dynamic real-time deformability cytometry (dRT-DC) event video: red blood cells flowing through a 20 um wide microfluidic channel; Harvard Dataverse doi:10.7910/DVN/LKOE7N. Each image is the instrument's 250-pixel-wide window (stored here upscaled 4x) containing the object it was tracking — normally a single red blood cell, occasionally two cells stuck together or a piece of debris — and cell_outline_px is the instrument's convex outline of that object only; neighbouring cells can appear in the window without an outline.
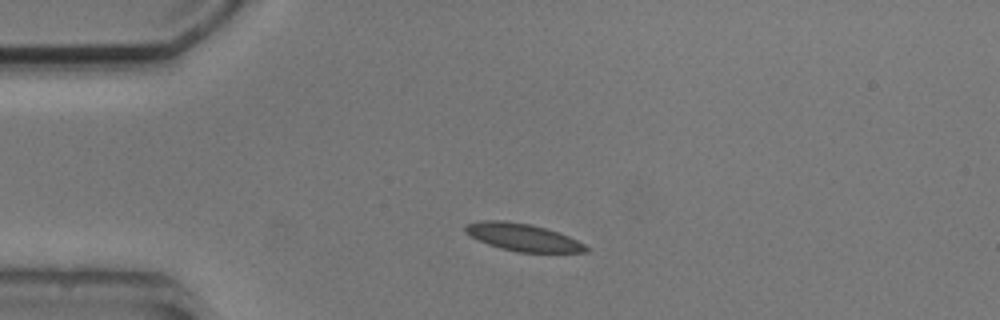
{"species": "common noctule bat (a hibernating species)", "species_latin": "Nyctalus noctula", "temperature_condition": "cold", "stored_images_in_passage": 2, "camera_frame_rate_fps": 3000, "um_per_image_px": 0.085, "animal": {"sex": "male", "body_mass_g": 20.5, "forearm_length_mm": 52.5}, "frame": {"image": 1, "passage_image": 1, "time_ms": 0.0, "image_size_px": [1000, 320], "cell_outline_px": [[588, 252], [516, 252], [500, 248], [488, 244], [464, 232], [464, 224], [484, 220], [504, 220], [532, 224], [568, 236], [584, 244], [588, 248]], "centroid_in_image_um": [44.4, 20.16], "position_along_channel_um": 40.6, "area_um2": 19.13}}